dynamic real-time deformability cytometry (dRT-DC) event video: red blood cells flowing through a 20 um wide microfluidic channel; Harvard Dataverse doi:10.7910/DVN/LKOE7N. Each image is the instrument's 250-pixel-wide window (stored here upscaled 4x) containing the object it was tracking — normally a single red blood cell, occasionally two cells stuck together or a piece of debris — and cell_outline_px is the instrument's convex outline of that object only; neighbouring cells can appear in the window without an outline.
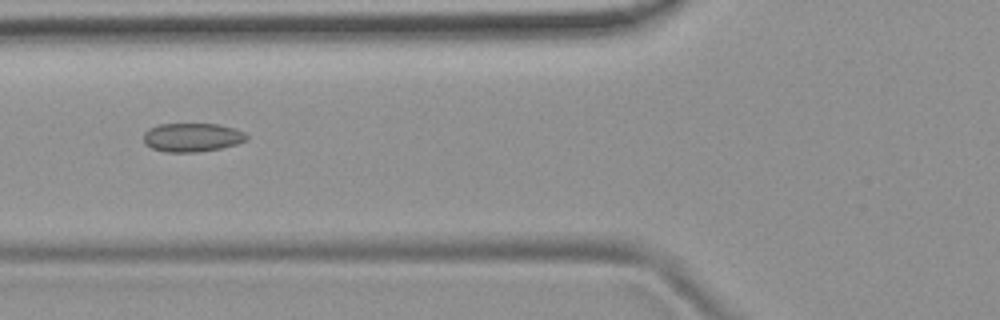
{"species": "common noctule bat (a hibernating species)", "species_latin": "Nyctalus noctula", "temperature_condition": "room temperature", "stored_images_in_passage": 8, "camera_frame_rate_fps": 3000, "um_per_image_px": 0.085, "animal": {"sex": "female", "body_mass_g": 19.9}, "frame": {"image": 1, "passage_image": 6, "time_ms": 1.667, "image_size_px": [1000, 320], "cell_outline_px": [[248, 140], [236, 144], [220, 148], [196, 152], [164, 152], [152, 148], [144, 144], [144, 132], [148, 128], [160, 124], [220, 124], [244, 132], [248, 136]], "centroid_in_image_um": [16.31, 11.68], "position_along_channel_um": 109.5, "area_um2": 17.28}}
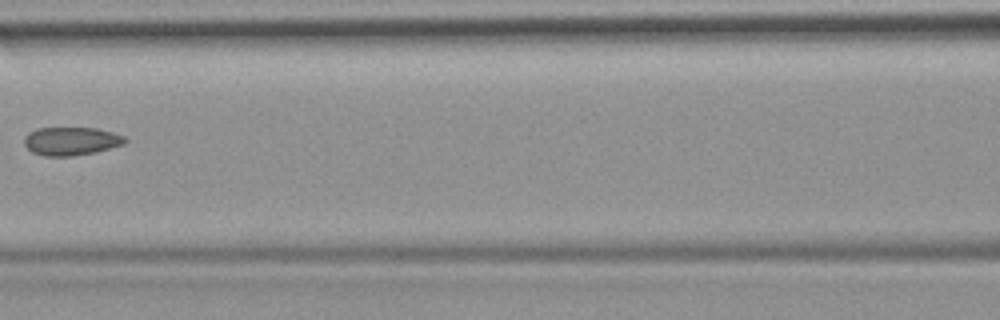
{"frame": {"image": 2, "passage_image": 7, "time_ms": 2.0, "image_size_px": [1000, 320], "cell_outline_px": [[128, 140], [124, 144], [96, 152], [72, 156], [44, 156], [32, 152], [24, 144], [24, 136], [28, 132], [36, 128], [96, 128], [112, 132], [124, 136]], "centroid_in_image_um": [6.03, 11.99], "position_along_channel_um": 160.6, "area_um2": 16.7}}
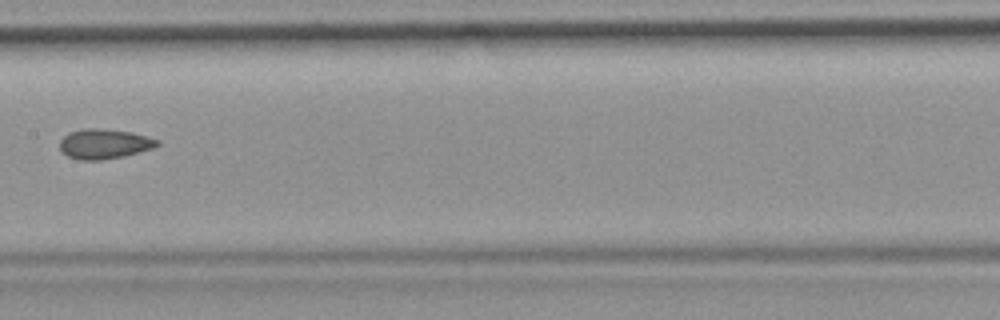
{"frame": {"image": 3, "passage_image": 8, "time_ms": 2.333, "image_size_px": [1000, 320], "cell_outline_px": [[160, 144], [152, 148], [124, 156], [104, 160], [80, 160], [68, 156], [60, 152], [60, 140], [68, 132], [84, 128], [96, 128], [132, 132], [148, 136], [160, 140]], "centroid_in_image_um": [8.85, 12.23], "position_along_channel_um": 198.6, "area_um2": 17.11}}